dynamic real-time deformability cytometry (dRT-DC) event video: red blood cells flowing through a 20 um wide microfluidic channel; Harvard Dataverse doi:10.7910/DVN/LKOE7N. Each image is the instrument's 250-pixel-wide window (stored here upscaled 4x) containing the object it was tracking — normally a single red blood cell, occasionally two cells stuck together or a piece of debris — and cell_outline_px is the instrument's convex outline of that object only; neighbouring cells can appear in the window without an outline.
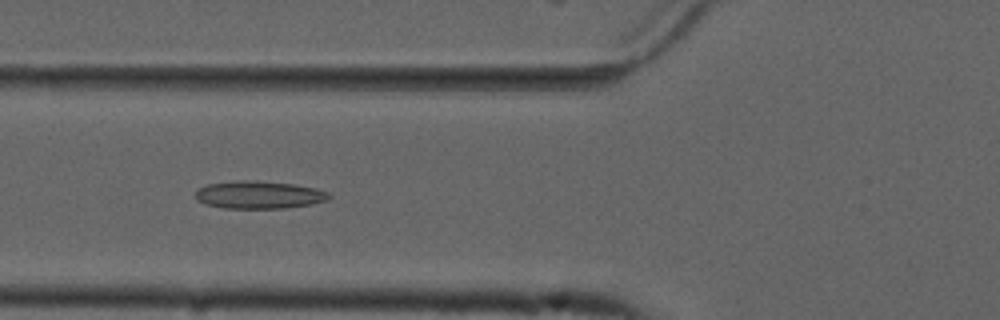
{"species": "common noctule bat (a hibernating species)", "species_latin": "Nyctalus noctula", "temperature_condition": "cold", "stored_images_in_passage": 45, "camera_frame_rate_fps": 3000, "um_per_image_px": 0.085, "animal": {"sex": "male", "forearm_length_mm": 52.5}, "frame": {"image": 1, "passage_image": 11, "time_ms": 3.333, "image_size_px": [1000, 320], "cell_outline_px": [[332, 196], [328, 200], [312, 204], [284, 208], [224, 208], [208, 204], [196, 200], [196, 192], [200, 188], [208, 184], [244, 180], [248, 180], [292, 184], [316, 188], [328, 192]], "centroid_in_image_um": [22.06, 16.57], "position_along_channel_um": 103.7, "area_um2": 21.27}}
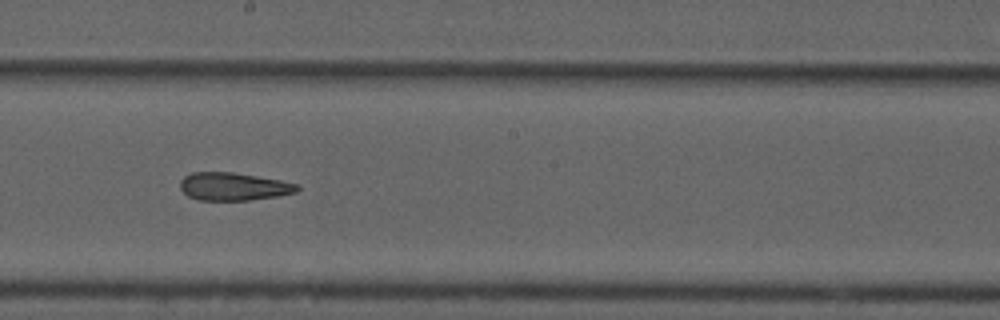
{"frame": {"image": 2, "passage_image": 21, "time_ms": 6.667, "image_size_px": [1000, 320], "cell_outline_px": [[300, 188], [296, 192], [280, 196], [248, 200], [200, 200], [188, 196], [180, 188], [180, 180], [184, 176], [192, 172], [232, 172], [280, 180], [296, 184]], "centroid_in_image_um": [19.83, 15.85], "position_along_channel_um": 228.4, "area_um2": 18.96}}
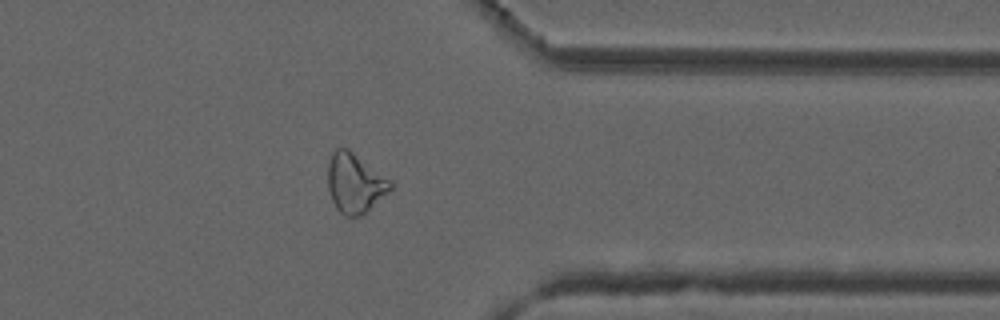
{"frame": {"image": 3, "passage_image": 34, "time_ms": 11.0, "image_size_px": [1000, 320], "cell_outline_px": [[392, 188], [388, 192], [360, 216], [344, 216], [336, 208], [332, 200], [328, 188], [328, 164], [332, 152], [336, 148], [348, 148], [392, 180]], "centroid_in_image_um": [30.16, 15.54], "position_along_channel_um": 381.2, "area_um2": 21.62}, "authors_computed_cell_mechanics": {"area_um2": 21.1548, "velocity_mm_per_s": 3.7264, "shape_relaxation_time_tau1_ms": null, "shape_relaxation_time_tau2_ms": 3.7, "deformation_change_tau1": null, "deformation_change_tau2": 0.1323}}